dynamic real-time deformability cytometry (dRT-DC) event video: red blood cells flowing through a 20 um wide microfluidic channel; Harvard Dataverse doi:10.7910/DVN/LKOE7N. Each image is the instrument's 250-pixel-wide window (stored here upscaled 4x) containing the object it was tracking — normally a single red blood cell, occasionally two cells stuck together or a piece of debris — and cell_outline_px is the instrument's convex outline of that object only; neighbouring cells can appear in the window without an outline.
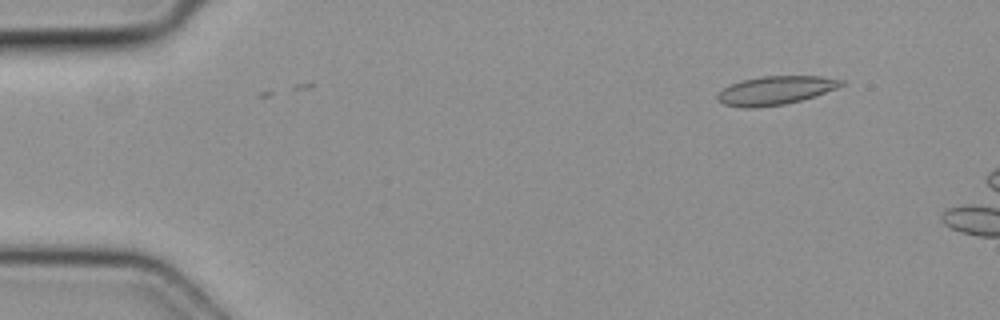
{"species": "common noctule bat (a hibernating species)", "species_latin": "Nyctalus noctula", "temperature_condition": "cold", "stored_images_in_passage": 3, "camera_frame_rate_fps": 3000, "um_per_image_px": 0.085, "animal": {"sex": "female", "body_mass_g": 19.3, "forearm_length_mm": 54.1}, "frame": {"image": 1, "passage_image": 1, "time_ms": 0.0, "image_size_px": [1000, 320], "cell_outline_px": [[844, 84], [836, 88], [800, 100], [784, 104], [756, 108], [744, 108], [724, 104], [716, 96], [728, 84], [740, 80], [760, 76], [820, 76], [844, 80]], "centroid_in_image_um": [65.87, 7.67], "position_along_channel_um": 19.1, "area_um2": 20.46}}